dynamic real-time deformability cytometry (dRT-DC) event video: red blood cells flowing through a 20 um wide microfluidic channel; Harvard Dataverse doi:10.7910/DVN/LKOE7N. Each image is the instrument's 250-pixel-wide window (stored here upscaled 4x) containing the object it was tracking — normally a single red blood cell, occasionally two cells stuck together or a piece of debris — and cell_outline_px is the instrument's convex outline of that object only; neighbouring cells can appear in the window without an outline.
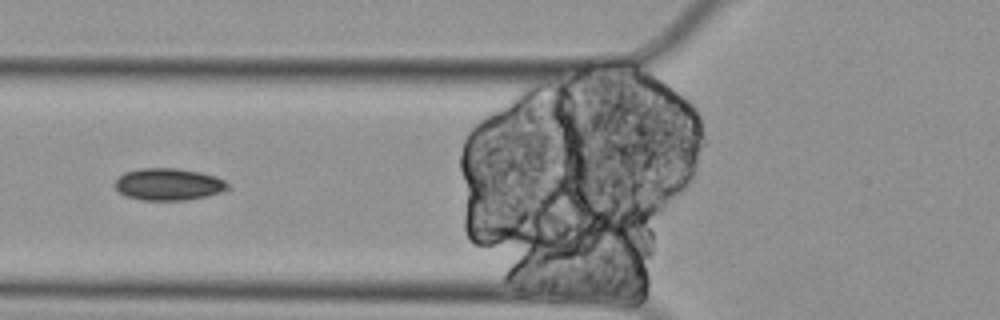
{"species": "Egyptian fruit bat (a non-hibernating species)", "species_latin": "Rousettus aegyptiacus", "temperature_condition": "cold", "stored_images_in_passage": 6, "segment_of_instrument_passage": [2, 2], "camera_frame_rate_fps": 3000, "um_per_image_px": 0.085, "animal": {"sex": "female"}, "frame": {"image": 1, "passage_image": 5, "time_ms": 1.333, "image_size_px": [1000, 320], "cell_outline_px": [[232, 188], [208, 196], [184, 200], [140, 200], [124, 196], [116, 188], [116, 180], [124, 172], [140, 168], [176, 168], [200, 172], [216, 176], [224, 180]], "centroid_in_image_um": [14.34, 15.67], "position_along_channel_um": 111.5, "area_um2": 21.15}}
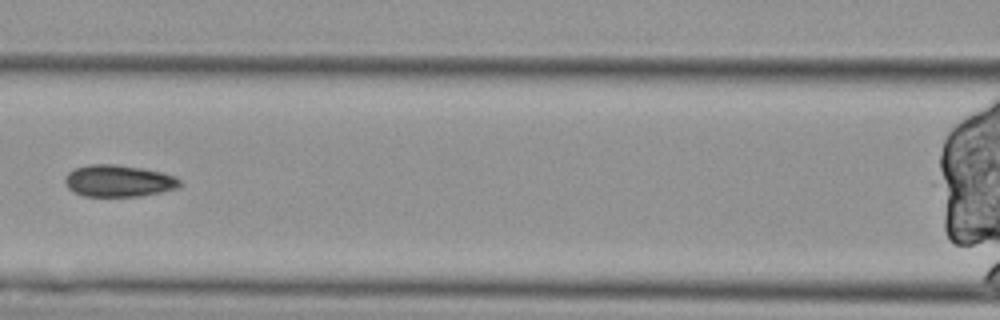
{"frame": {"image": 2, "passage_image": 6, "time_ms": 1.667, "image_size_px": [1000, 320], "cell_outline_px": [[180, 188], [140, 196], [84, 196], [72, 192], [64, 184], [64, 176], [72, 168], [88, 164], [116, 164], [140, 168], [160, 172], [176, 176], [180, 180]], "centroid_in_image_um": [10.02, 15.37], "position_along_channel_um": 156.6, "area_um2": 21.56}}